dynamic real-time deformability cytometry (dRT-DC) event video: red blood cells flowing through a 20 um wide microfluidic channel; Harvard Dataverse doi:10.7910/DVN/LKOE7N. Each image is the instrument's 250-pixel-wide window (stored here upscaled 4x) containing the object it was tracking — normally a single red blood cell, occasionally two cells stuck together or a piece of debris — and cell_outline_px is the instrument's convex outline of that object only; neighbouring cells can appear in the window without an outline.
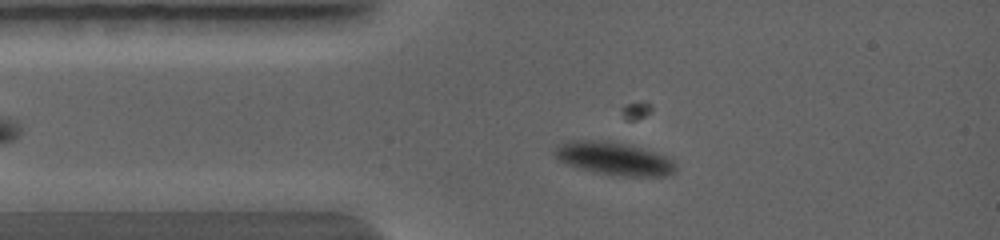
{"species": "common noctule bat (a hibernating species)", "species_latin": "Nyctalus noctula", "temperature_condition": "warm", "stored_images_in_passage": 22, "camera_frame_rate_fps": 5000, "um_per_image_px": 0.085, "animal": {"sex": "female", "body_mass_g": 19.0, "forearm_length_mm": 56.7}, "frame": {"image": 1, "passage_image": 4, "time_ms": 1.4, "image_size_px": [1000, 240], "cell_outline_px": [[672, 172], [664, 176], [608, 176], [576, 168], [564, 164], [556, 160], [556, 156], [564, 148], [620, 148], [652, 156], [664, 160], [672, 168]], "centroid_in_image_um": [52.19, 13.77], "position_along_channel_um": 32.8, "area_um2": 17.8}}
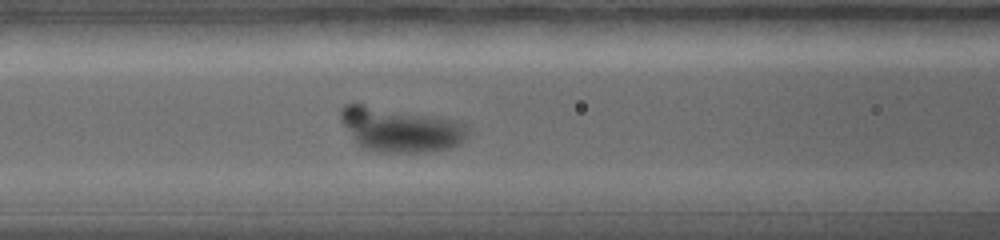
{"frame": {"image": 2, "passage_image": 9, "time_ms": 3.6, "image_size_px": [1000, 240], "cell_outline_px": [[460, 144], [452, 148], [432, 152], [376, 152], [360, 148], [344, 124], [340, 116], [340, 108], [344, 104], [364, 104], [436, 120], [452, 124], [460, 132]], "centroid_in_image_um": [33.73, 11.09], "position_along_channel_um": 132.9, "area_um2": 30.29}}
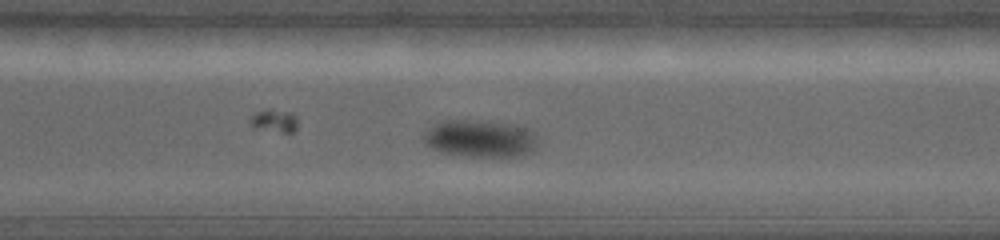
{"frame": {"image": 3, "passage_image": 18, "time_ms": 7.4, "image_size_px": [1000, 240], "cell_outline_px": [[532, 148], [520, 156], [472, 156], [444, 152], [436, 148], [432, 144], [432, 136], [436, 128], [444, 124], [472, 124], [496, 128], [512, 132], [520, 136]], "centroid_in_image_um": [40.66, 11.98], "position_along_channel_um": 329.9, "area_um2": 18.21}}